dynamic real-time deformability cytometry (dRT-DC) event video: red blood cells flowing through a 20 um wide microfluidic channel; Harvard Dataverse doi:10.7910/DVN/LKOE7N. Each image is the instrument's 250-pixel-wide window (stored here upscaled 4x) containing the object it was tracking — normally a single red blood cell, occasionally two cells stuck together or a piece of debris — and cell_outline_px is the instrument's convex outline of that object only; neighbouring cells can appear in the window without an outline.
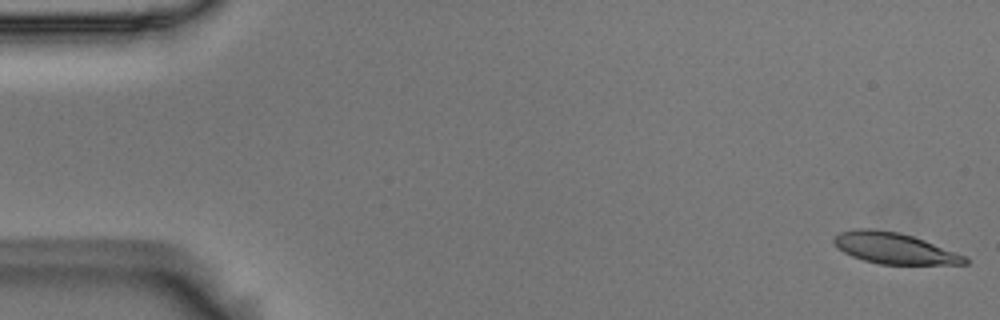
{"species": "Egyptian fruit bat (a non-hibernating species)", "species_latin": "Rousettus aegyptiacus", "temperature_condition": "room temperature", "stored_images_in_passage": 55, "camera_frame_rate_fps": 3000, "um_per_image_px": 0.085, "animal": {"sex": "male"}, "frame": {"image": 1, "passage_image": 1, "time_ms": 0.0, "image_size_px": [1000, 320], "cell_outline_px": [[968, 264], [880, 264], [864, 260], [852, 256], [844, 252], [832, 240], [840, 232], [856, 228], [872, 228], [900, 232], [924, 240], [968, 256]], "centroid_in_image_um": [76.04, 21.09], "position_along_channel_um": 9.0, "area_um2": 23.64}}
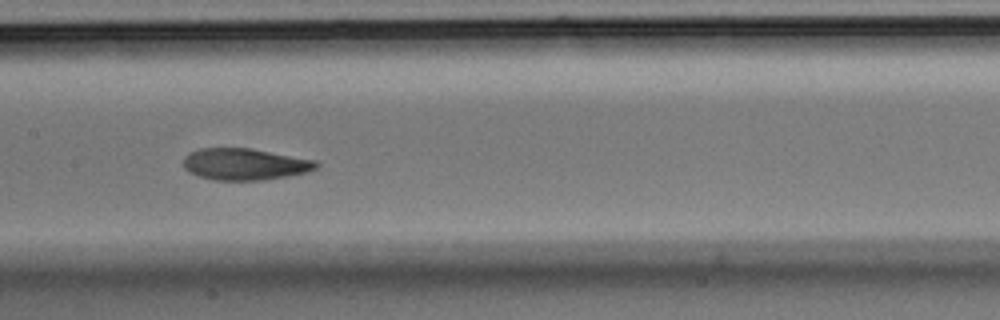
{"frame": {"image": 2, "passage_image": 27, "time_ms": 8.667, "image_size_px": [1000, 320], "cell_outline_px": [[320, 164], [316, 168], [304, 172], [264, 180], [216, 180], [200, 176], [188, 172], [184, 168], [184, 156], [200, 148], [252, 148], [316, 160]], "centroid_in_image_um": [20.8, 13.94], "position_along_channel_um": 186.6, "area_um2": 24.33}}
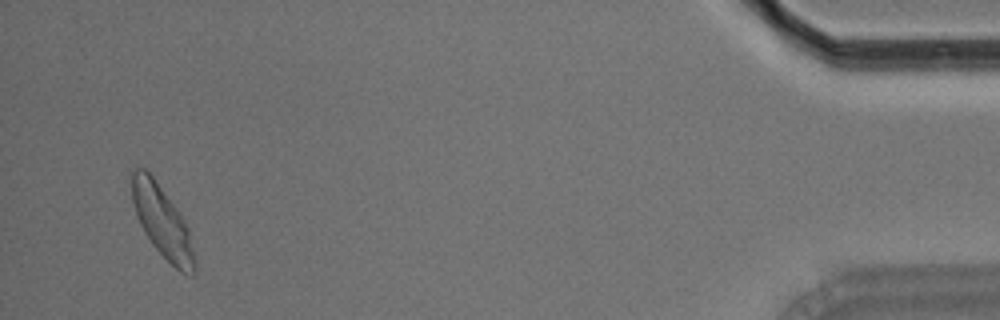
{"frame": {"image": 3, "passage_image": 53, "time_ms": 17.333, "image_size_px": [1000, 320], "cell_outline_px": [[196, 272], [192, 276], [180, 272], [152, 244], [144, 232], [136, 216], [132, 200], [132, 172], [136, 168], [144, 168], [152, 176], [180, 212], [188, 228], [196, 260]], "centroid_in_image_um": [13.81, 18.88], "position_along_channel_um": 421.4, "area_um2": 25.95}, "authors_computed_cell_mechanics": {"area_um2": 24.6806, "velocity_mm_per_s": 3.6194, "shape_relaxation_time_tau1_ms": 3.5959, "shape_relaxation_time_tau2_ms": 2.1736, "deformation_change_tau1": 0.1497, "deformation_change_tau2": 0.0811}}